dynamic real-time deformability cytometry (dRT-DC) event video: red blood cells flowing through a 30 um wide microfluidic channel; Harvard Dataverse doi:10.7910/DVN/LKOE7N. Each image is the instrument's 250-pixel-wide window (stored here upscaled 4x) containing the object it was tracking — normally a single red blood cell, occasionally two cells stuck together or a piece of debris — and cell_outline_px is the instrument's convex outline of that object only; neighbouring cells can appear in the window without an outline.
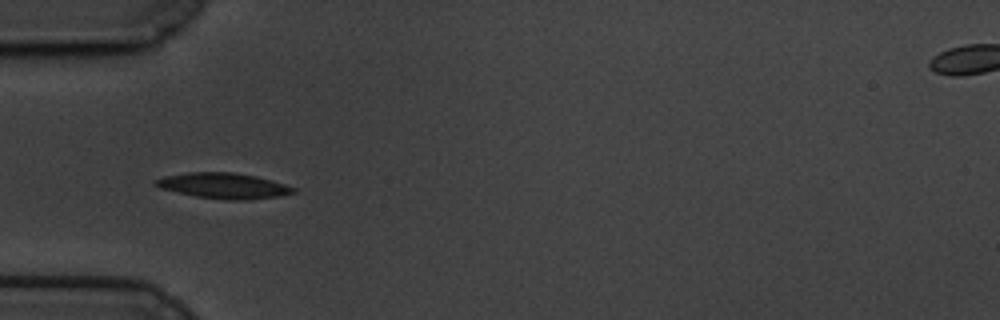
{"species": "common noctule bat (a hibernating species)", "species_latin": "Nyctalus noctula", "temperature_condition": "cold", "stored_images_in_passage": 12, "camera_frame_rate_fps": 3000, "um_per_image_px": 0.085, "animal": {"sex": "male", "body_mass_g": 19.5, "forearm_length_mm": 54.6}, "frame": {"image": 1, "passage_image": 1, "time_ms": 0.0, "image_size_px": [1000, 320], "cell_outline_px": [[296, 192], [280, 196], [248, 200], [224, 200], [196, 196], [160, 188], [152, 184], [152, 180], [164, 176], [188, 172], [232, 172], [256, 176], [272, 180], [296, 188]], "centroid_in_image_um": [18.99, 15.78], "position_along_channel_um": 66.0, "area_um2": 20.69}}
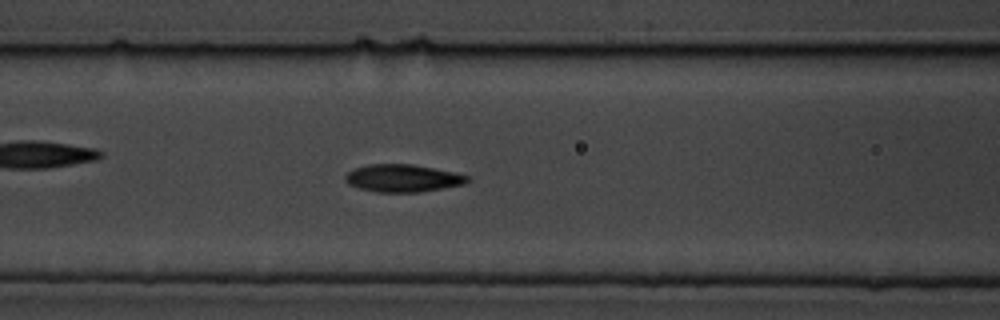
{"frame": {"image": 2, "passage_image": 7, "time_ms": 2.0, "image_size_px": [1000, 320], "cell_outline_px": [[472, 180], [464, 184], [420, 192], [376, 192], [360, 188], [348, 184], [344, 180], [344, 176], [348, 172], [356, 168], [368, 164], [412, 164], [456, 172], [472, 176]], "centroid_in_image_um": [34.28, 15.14], "position_along_channel_um": 132.3, "area_um2": 19.77}}
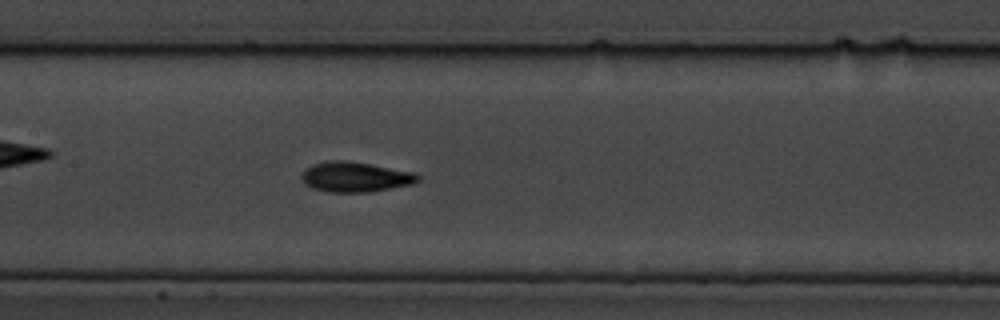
{"frame": {"image": 3, "passage_image": 11, "time_ms": 3.333, "image_size_px": [1000, 320], "cell_outline_px": [[420, 180], [412, 184], [368, 192], [328, 192], [312, 188], [300, 176], [304, 168], [312, 164], [328, 160], [348, 160], [416, 172], [420, 176]], "centroid_in_image_um": [30.2, 15.02], "position_along_channel_um": 177.2, "area_um2": 20.52}}